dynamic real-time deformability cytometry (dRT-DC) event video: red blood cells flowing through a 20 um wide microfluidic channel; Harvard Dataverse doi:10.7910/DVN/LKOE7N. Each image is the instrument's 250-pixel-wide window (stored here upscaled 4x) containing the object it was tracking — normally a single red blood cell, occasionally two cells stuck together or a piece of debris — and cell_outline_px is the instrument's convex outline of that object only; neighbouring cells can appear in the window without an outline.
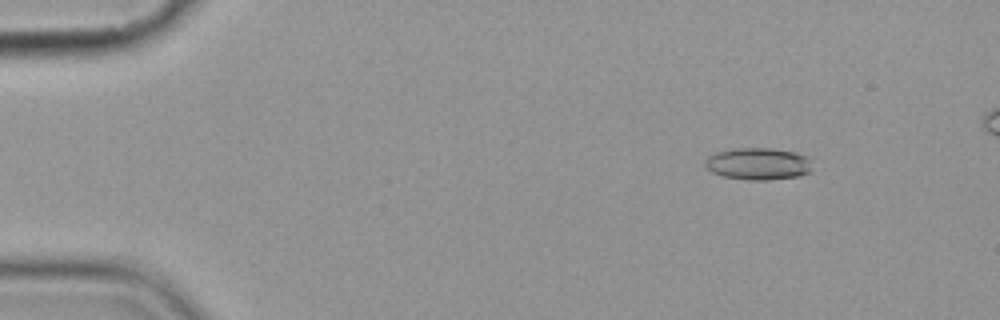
{"species": "common noctule bat (a hibernating species)", "species_latin": "Nyctalus noctula", "temperature_condition": "cold", "stored_images_in_passage": 6, "camera_frame_rate_fps": 3000, "um_per_image_px": 0.085, "animal": {"sex": "female", "body_mass_g": 19.9}, "frame": {"image": 1, "passage_image": 3, "time_ms": 2.333, "image_size_px": [1000, 320], "cell_outline_px": [[808, 172], [800, 176], [768, 180], [748, 180], [724, 176], [712, 172], [704, 164], [704, 160], [708, 156], [716, 152], [736, 148], [772, 148], [796, 152], [808, 156]], "centroid_in_image_um": [64.41, 13.91], "position_along_channel_um": 20.6, "area_um2": 19.88}}